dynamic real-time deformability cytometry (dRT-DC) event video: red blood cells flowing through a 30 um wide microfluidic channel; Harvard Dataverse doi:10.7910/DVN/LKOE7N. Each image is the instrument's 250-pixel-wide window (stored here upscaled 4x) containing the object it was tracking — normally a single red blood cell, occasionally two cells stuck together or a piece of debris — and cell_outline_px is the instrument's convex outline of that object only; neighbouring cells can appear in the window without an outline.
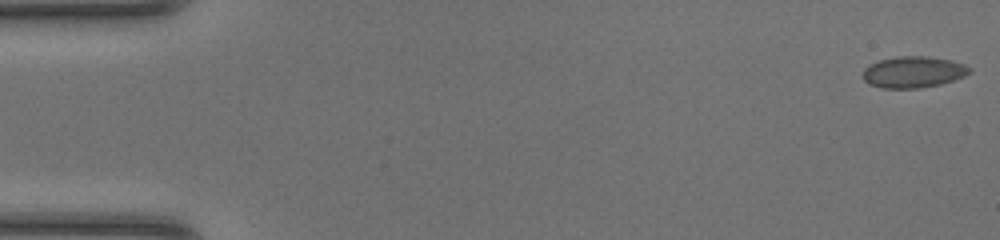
{"species": "common noctule bat (a hibernating species)", "species_latin": "Nyctalus noctula", "temperature_condition": "room temperature", "stored_images_in_passage": 48, "camera_frame_rate_fps": 3000, "um_per_image_px": 0.085, "animal": {"sex": "female", "body_mass_g": 20.0, "forearm_length_mm": 54.0}, "frame": {"image": 1, "passage_image": 1, "time_ms": 0.0, "image_size_px": [1000, 240], "cell_outline_px": [[972, 72], [964, 76], [940, 84], [920, 88], [884, 88], [868, 84], [864, 80], [864, 68], [868, 64], [880, 60], [896, 56], [928, 56], [952, 60], [964, 64], [972, 68]], "centroid_in_image_um": [77.64, 6.11], "position_along_channel_um": 7.4, "area_um2": 19.59}}
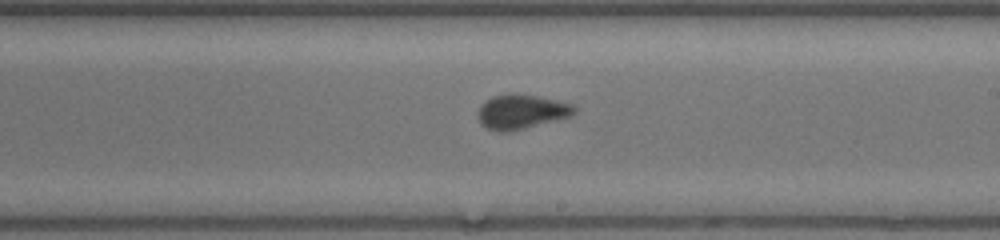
{"frame": {"image": 2, "passage_image": 28, "time_ms": 9.0, "image_size_px": [1000, 240], "cell_outline_px": [[576, 112], [572, 116], [508, 132], [500, 132], [488, 128], [480, 124], [480, 104], [484, 100], [492, 96], [512, 92], [516, 92], [556, 100], [572, 104], [576, 108]], "centroid_in_image_um": [44.32, 9.47], "position_along_channel_um": 244.7, "area_um2": 19.36}}
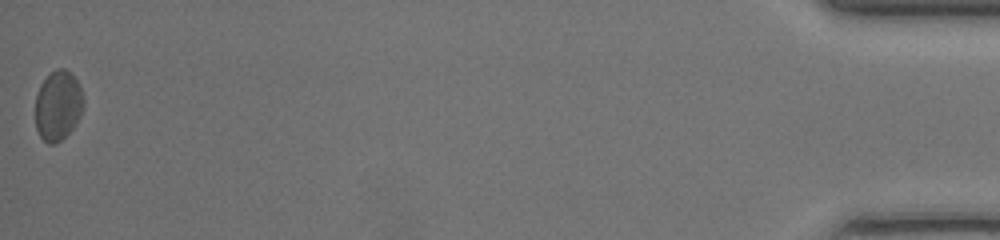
{"frame": {"image": 3, "passage_image": 48, "time_ms": 15.667, "image_size_px": [1000, 240], "cell_outline_px": [[84, 104], [80, 116], [72, 128], [60, 140], [52, 144], [48, 144], [40, 136], [36, 128], [36, 96], [40, 84], [56, 68], [64, 68], [72, 72], [80, 84], [84, 96]], "centroid_in_image_um": [4.95, 8.93], "position_along_channel_um": 430.2, "area_um2": 19.65}, "authors_computed_cell_mechanics": {"area_um2": 19.0162, "velocity_mm_per_s": 4.3049, "shape_relaxation_time_tau1_ms": null, "shape_relaxation_time_tau2_ms": 0.7137, "deformation_change_tau1": null, "deformation_change_tau2": 0.0437}}